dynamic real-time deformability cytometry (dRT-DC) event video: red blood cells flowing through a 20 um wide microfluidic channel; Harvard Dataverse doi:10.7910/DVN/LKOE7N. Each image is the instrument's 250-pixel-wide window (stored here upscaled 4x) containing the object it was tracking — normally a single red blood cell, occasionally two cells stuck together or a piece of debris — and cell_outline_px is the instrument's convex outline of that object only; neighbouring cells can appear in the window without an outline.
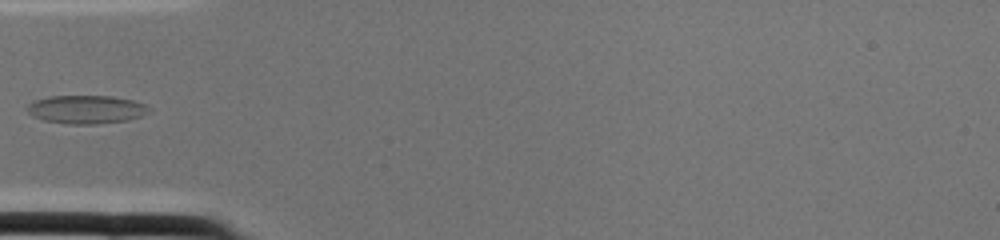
{"species": "common noctule bat (a hibernating species)", "species_latin": "Nyctalus noctula", "temperature_condition": "cold", "stored_images_in_passage": 2, "camera_frame_rate_fps": 3000, "um_per_image_px": 0.085, "animal": {"sex": "female", "body_mass_g": 22.0, "forearm_length_mm": 56.7}, "frame": {"image": 1, "passage_image": 2, "time_ms": 0.333, "image_size_px": [1000, 240], "cell_outline_px": [[152, 108], [148, 112], [140, 116], [128, 120], [96, 124], [68, 124], [44, 120], [28, 112], [28, 104], [32, 100], [48, 96], [112, 96], [132, 100], [144, 104]], "centroid_in_image_um": [7.34, 9.29], "position_along_channel_um": 77.7, "area_um2": 20.06}}